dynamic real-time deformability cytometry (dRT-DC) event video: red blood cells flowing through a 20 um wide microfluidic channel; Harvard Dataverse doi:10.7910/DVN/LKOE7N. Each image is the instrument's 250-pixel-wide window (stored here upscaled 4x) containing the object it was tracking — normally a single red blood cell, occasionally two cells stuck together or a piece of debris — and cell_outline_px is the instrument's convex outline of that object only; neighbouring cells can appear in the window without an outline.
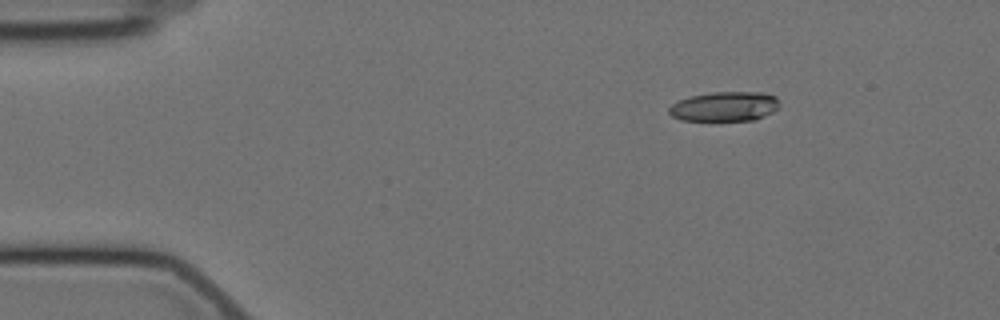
{"species": "Egyptian fruit bat (a non-hibernating species)", "species_latin": "Rousettus aegyptiacus", "temperature_condition": "cold", "stored_images_in_passage": 6, "camera_frame_rate_fps": 3000, "um_per_image_px": 0.085, "animal": {"sex": "female"}, "frame": {"image": 1, "passage_image": 1, "time_ms": 0.0, "image_size_px": [1000, 320], "cell_outline_px": [[780, 108], [756, 120], [680, 120], [672, 116], [668, 112], [668, 108], [672, 104], [688, 96], [712, 92], [764, 92], [776, 96], [780, 104]], "centroid_in_image_um": [61.62, 9.04], "position_along_channel_um": 23.4, "area_um2": 19.25}}